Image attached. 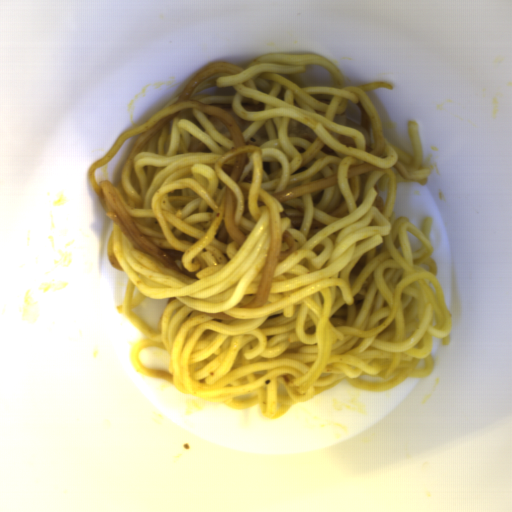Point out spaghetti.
I'll use <instances>...</instances> for the list:
<instances>
[{
    "instance_id": "1",
    "label": "spaghetti",
    "mask_w": 512,
    "mask_h": 512,
    "mask_svg": "<svg viewBox=\"0 0 512 512\" xmlns=\"http://www.w3.org/2000/svg\"><path fill=\"white\" fill-rule=\"evenodd\" d=\"M322 55L267 53L208 64L88 170L128 276L116 306L143 337L136 371L183 395L277 420L346 382L385 392L433 369L451 317L422 229L394 213L399 183L425 185L391 145L366 92ZM139 133V134H138ZM138 134L117 186L95 171ZM168 302L158 330L132 308ZM157 347L167 371L141 366Z\"/></svg>"
}]
</instances>
